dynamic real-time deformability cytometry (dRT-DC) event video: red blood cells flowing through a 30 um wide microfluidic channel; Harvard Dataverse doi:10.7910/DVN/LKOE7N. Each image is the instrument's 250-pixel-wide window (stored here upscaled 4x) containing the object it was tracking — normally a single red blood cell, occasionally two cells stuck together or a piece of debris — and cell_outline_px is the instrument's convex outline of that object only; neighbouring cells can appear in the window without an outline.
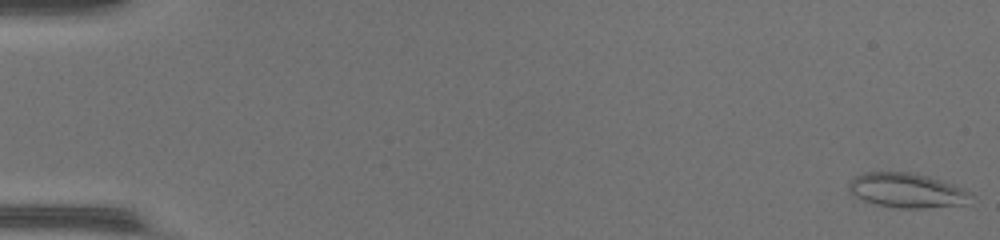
{"species": "common noctule bat (a hibernating species)", "species_latin": "Nyctalus noctula", "temperature_condition": "warm", "stored_images_in_passage": 51, "camera_frame_rate_fps": 3000, "um_per_image_px": 0.085, "animal": {"sex": "female", "body_mass_g": 17.0, "forearm_length_mm": 48.0}, "frame": {"image": 1, "passage_image": 1, "time_ms": 0.0, "image_size_px": [1000, 240], "cell_outline_px": [[972, 196], [964, 204], [924, 208], [896, 208], [876, 204], [864, 200], [856, 196], [848, 188], [848, 184], [852, 176], [864, 172], [912, 172], [928, 176], [964, 188], [972, 192]], "centroid_in_image_um": [77.07, 16.17], "position_along_channel_um": 7.9, "area_um2": 24.62}}
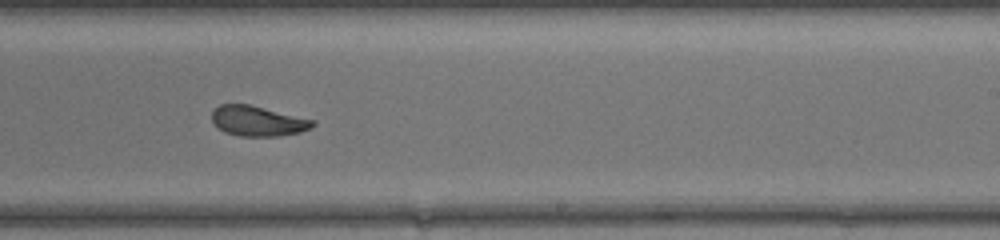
{"frame": {"image": 2, "passage_image": 33, "time_ms": 10.667, "image_size_px": [1000, 240], "cell_outline_px": [[316, 124], [312, 128], [300, 132], [280, 136], [240, 136], [224, 132], [212, 120], [212, 112], [220, 104], [248, 104], [316, 120]], "centroid_in_image_um": [21.96, 10.29], "position_along_channel_um": 267.0, "area_um2": 17.69}}
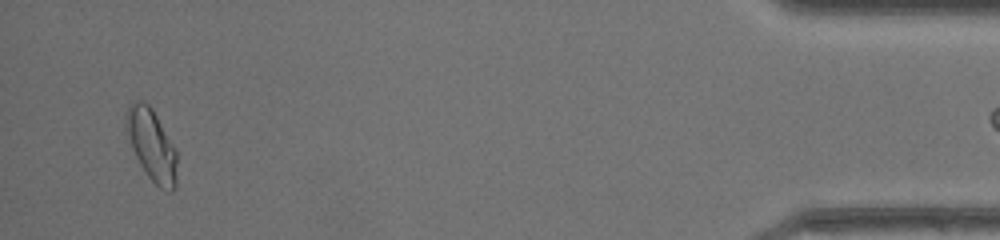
{"frame": {"image": 3, "passage_image": 50, "time_ms": 16.333, "image_size_px": [1000, 240], "cell_outline_px": [[176, 188], [172, 192], [168, 192], [160, 188], [148, 176], [140, 164], [132, 148], [124, 120], [128, 104], [132, 100], [144, 100], [152, 108], [176, 152]], "centroid_in_image_um": [12.87, 12.3], "position_along_channel_um": 422.3, "area_um2": 20.98}}